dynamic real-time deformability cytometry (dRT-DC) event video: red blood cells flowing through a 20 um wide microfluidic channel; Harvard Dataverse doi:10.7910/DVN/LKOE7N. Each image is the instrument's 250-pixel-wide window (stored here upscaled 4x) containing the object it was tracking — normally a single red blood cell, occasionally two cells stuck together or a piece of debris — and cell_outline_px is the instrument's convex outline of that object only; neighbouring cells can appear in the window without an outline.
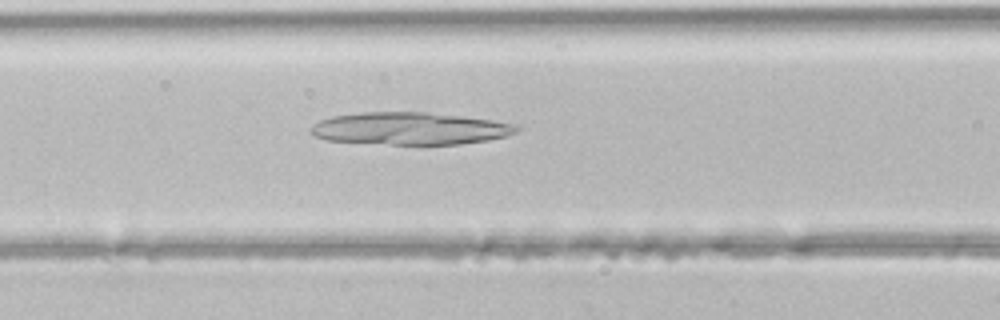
{"species": "common noctule bat (a hibernating species)", "species_latin": "Nyctalus noctula", "temperature_condition": "room temperature", "stored_images_in_passage": 37, "camera_frame_rate_fps": 3000, "um_per_image_px": 0.085, "animal": {"sex": "male", "body_mass_g": 21.5, "forearm_length_mm": 52.0}, "frame": {"image": 1, "passage_image": 13, "time_ms": 4.0, "image_size_px": [1000, 320], "cell_outline_px": [[520, 128], [516, 132], [508, 136], [488, 140], [460, 144], [388, 144], [328, 140], [316, 136], [308, 128], [312, 124], [320, 120], [332, 116], [360, 112], [424, 112], [460, 116], [516, 124]], "centroid_in_image_um": [34.83, 10.92], "position_along_channel_um": 131.8, "area_um2": 38.61}}
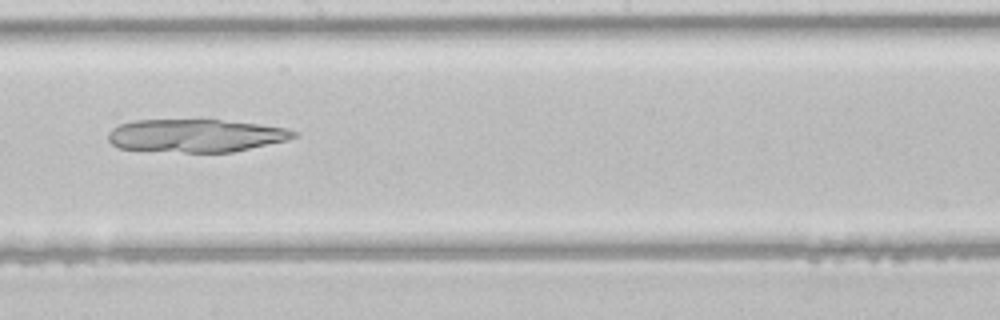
{"frame": {"image": 2, "passage_image": 20, "time_ms": 6.333, "image_size_px": [1000, 320], "cell_outline_px": [[296, 136], [288, 140], [232, 152], [184, 152], [120, 148], [112, 144], [108, 140], [108, 132], [112, 128], [120, 124], [136, 120], [220, 120], [256, 124], [288, 128], [296, 132]], "centroid_in_image_um": [16.63, 11.52], "position_along_channel_um": 231.6, "area_um2": 35.32}}
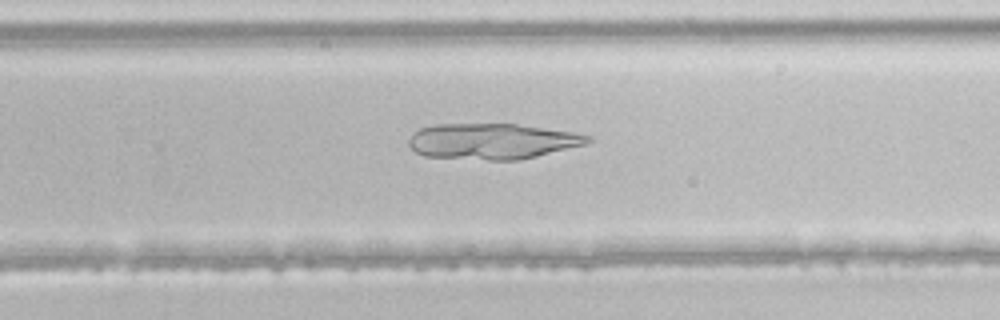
{"frame": {"image": 3, "passage_image": 24, "time_ms": 7.667, "image_size_px": [1000, 320], "cell_outline_px": [[592, 140], [584, 144], [520, 160], [488, 160], [424, 156], [416, 152], [408, 144], [408, 140], [420, 128], [436, 124], [516, 124], [572, 132], [592, 136]], "centroid_in_image_um": [41.82, 12.01], "position_along_channel_um": 288.0, "area_um2": 36.99}}